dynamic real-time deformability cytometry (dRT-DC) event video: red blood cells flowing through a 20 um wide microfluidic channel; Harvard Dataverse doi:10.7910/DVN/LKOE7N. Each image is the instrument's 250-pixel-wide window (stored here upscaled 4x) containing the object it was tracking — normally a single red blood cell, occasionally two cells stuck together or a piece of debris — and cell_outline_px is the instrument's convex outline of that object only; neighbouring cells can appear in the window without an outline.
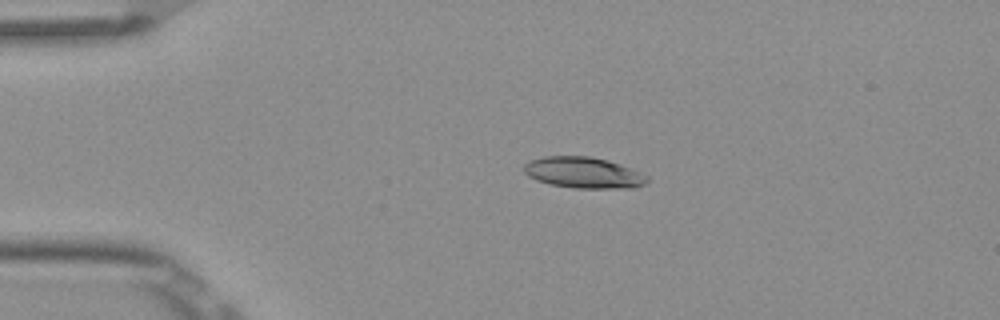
{"species": "Egyptian fruit bat (a non-hibernating species)", "species_latin": "Rousettus aegyptiacus", "temperature_condition": "room temperature", "stored_images_in_passage": 5, "camera_frame_rate_fps": 3000, "um_per_image_px": 0.085, "frame": {"image": 1, "passage_image": 4, "time_ms": 1.0, "image_size_px": [1000, 320], "cell_outline_px": [[648, 180], [644, 184], [632, 188], [572, 188], [552, 184], [536, 180], [528, 176], [524, 172], [524, 164], [532, 160], [544, 156], [588, 156], [608, 160], [620, 164], [640, 172], [648, 176]], "centroid_in_image_um": [49.6, 14.67], "position_along_channel_um": 35.4, "area_um2": 22.25}}